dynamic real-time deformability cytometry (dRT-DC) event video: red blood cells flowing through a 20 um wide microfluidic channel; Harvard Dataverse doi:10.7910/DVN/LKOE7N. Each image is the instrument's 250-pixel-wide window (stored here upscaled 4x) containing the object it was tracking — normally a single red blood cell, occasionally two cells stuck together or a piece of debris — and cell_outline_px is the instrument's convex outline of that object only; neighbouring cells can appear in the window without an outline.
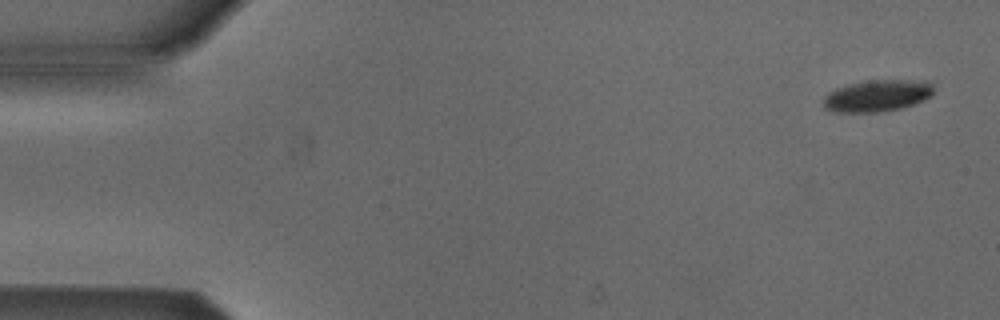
{"species": "Egyptian fruit bat (a non-hibernating species)", "species_latin": "Rousettus aegyptiacus", "temperature_condition": "cold", "stored_images_in_passage": 4, "camera_frame_rate_fps": 3000, "um_per_image_px": 0.085, "animal": {"sex": "male"}, "frame": {"image": 1, "passage_image": 1, "time_ms": 0.0, "image_size_px": [1000, 320], "cell_outline_px": [[932, 96], [924, 100], [900, 108], [876, 112], [832, 112], [824, 108], [824, 96], [828, 92], [836, 88], [864, 80], [928, 80], [932, 84]], "centroid_in_image_um": [74.55, 8.12], "position_along_channel_um": 10.4, "area_um2": 20.46}}
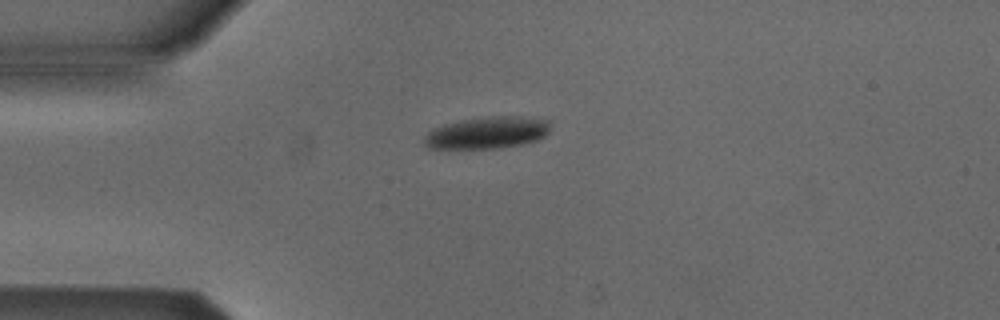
{"frame": {"image": 2, "passage_image": 4, "time_ms": 3.667, "image_size_px": [1000, 320], "cell_outline_px": [[552, 120], [548, 132], [544, 136], [536, 140], [524, 144], [496, 148], [428, 148], [424, 144], [424, 136], [432, 128], [444, 124], [460, 120], [492, 116], [520, 116]], "centroid_in_image_um": [41.43, 11.27], "position_along_channel_um": 43.6, "area_um2": 23.58}}